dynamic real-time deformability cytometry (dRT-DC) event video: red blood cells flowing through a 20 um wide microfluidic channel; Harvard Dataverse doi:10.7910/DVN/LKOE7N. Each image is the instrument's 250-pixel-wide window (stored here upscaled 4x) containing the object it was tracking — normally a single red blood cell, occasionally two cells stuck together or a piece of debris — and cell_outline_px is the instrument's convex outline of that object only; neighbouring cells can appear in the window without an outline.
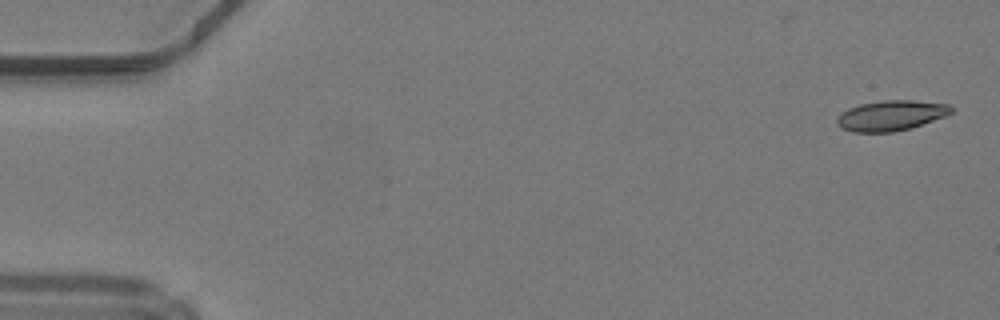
{"species": "common noctule bat (a hibernating species)", "species_latin": "Nyctalus noctula", "temperature_condition": "warm", "stored_images_in_passage": 48, "camera_frame_rate_fps": 3000, "um_per_image_px": 0.085, "animal": {"sex": "male", "body_mass_g": 19.2, "forearm_length_mm": 51.8}, "frame": {"image": 1, "passage_image": 1, "time_ms": 0.0, "image_size_px": [1000, 320], "cell_outline_px": [[952, 112], [944, 116], [912, 128], [892, 132], [852, 132], [836, 124], [836, 120], [848, 108], [860, 104], [884, 100], [912, 100], [952, 104]], "centroid_in_image_um": [75.77, 9.81], "position_along_channel_um": 9.2, "area_um2": 20.06}}
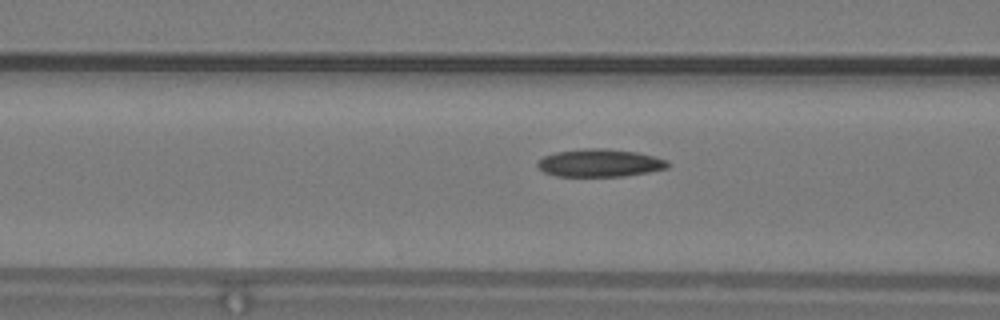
{"frame": {"image": 2, "passage_image": 19, "time_ms": 6.0, "image_size_px": [1000, 320], "cell_outline_px": [[668, 168], [648, 172], [624, 176], [556, 176], [544, 172], [536, 164], [544, 156], [556, 152], [584, 148], [604, 148], [636, 152], [668, 160]], "centroid_in_image_um": [50.98, 13.85], "position_along_channel_um": 115.6, "area_um2": 20.92}}
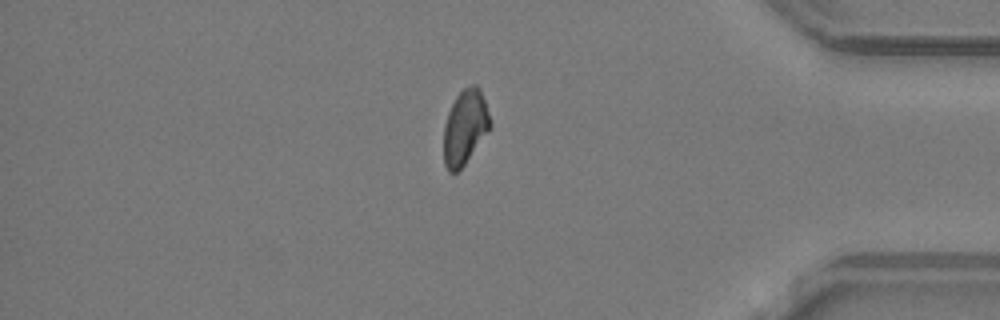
{"frame": {"image": 3, "passage_image": 41, "time_ms": 13.333, "image_size_px": [1000, 320], "cell_outline_px": [[492, 128], [464, 164], [456, 172], [448, 172], [444, 164], [444, 124], [448, 112], [456, 96], [464, 88], [472, 84], [476, 84], [480, 88], [492, 124]], "centroid_in_image_um": [39.53, 10.81], "position_along_channel_um": 395.7, "area_um2": 20.23}, "authors_computed_cell_mechanics": {"area_um2": 20.7791, "velocity_mm_per_s": 4.2312, "shape_relaxation_time_tau1_ms": 6.4055, "shape_relaxation_time_tau2_ms": 9.6774, "deformation_change_tau1": 0.1291, "deformation_change_tau2": 0.1909}}